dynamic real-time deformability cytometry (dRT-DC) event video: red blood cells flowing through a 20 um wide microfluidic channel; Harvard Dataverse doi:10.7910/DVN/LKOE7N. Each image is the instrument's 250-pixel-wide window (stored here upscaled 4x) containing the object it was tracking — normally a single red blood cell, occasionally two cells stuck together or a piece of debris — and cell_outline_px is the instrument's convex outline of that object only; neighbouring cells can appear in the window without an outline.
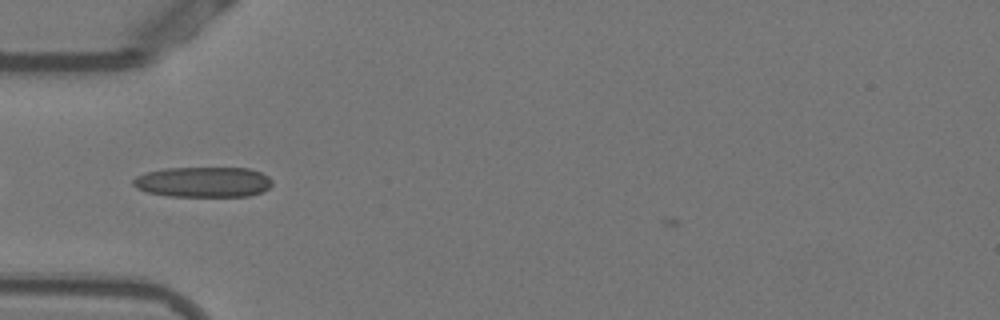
{"species": "Egyptian fruit bat (a non-hibernating species)", "species_latin": "Rousettus aegyptiacus", "temperature_condition": "warm", "stored_images_in_passage": 30, "camera_frame_rate_fps": 3000, "um_per_image_px": 0.085, "animal": {"sex": "female"}, "frame": {"image": 1, "passage_image": 2, "time_ms": 0.333, "image_size_px": [1000, 320], "cell_outline_px": [[272, 184], [268, 188], [260, 192], [248, 196], [168, 196], [148, 192], [136, 188], [132, 184], [132, 180], [136, 176], [144, 172], [164, 168], [248, 168], [260, 172], [268, 176], [272, 180]], "centroid_in_image_um": [17.24, 15.46], "position_along_channel_um": 67.8, "area_um2": 24.68}}
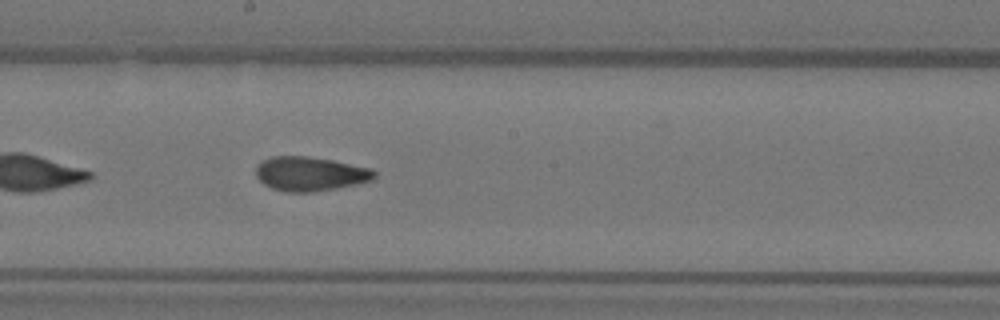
{"frame": {"image": 2, "passage_image": 14, "time_ms": 4.333, "image_size_px": [1000, 320], "cell_outline_px": [[376, 176], [372, 180], [356, 184], [336, 188], [312, 192], [284, 192], [272, 188], [264, 184], [256, 176], [256, 164], [260, 160], [272, 156], [304, 156], [332, 160], [372, 168], [376, 172]], "centroid_in_image_um": [26.34, 14.77], "position_along_channel_um": 221.9, "area_um2": 23.76}, "authors_computed_cell_mechanics": {"area_um2": 23.7558, "velocity_mm_per_s": 3.8354, "shape_relaxation_time_tau1_ms": null, "shape_relaxation_time_tau2_ms": 1.7396, "deformation_change_tau1": null, "deformation_change_tau2": 0.0789}}